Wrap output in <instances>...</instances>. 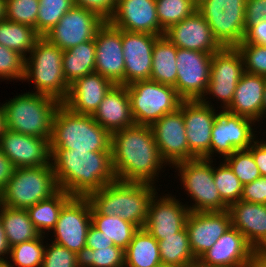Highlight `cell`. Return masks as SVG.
I'll list each match as a JSON object with an SVG mask.
<instances>
[{"label": "cell", "mask_w": 266, "mask_h": 267, "mask_svg": "<svg viewBox=\"0 0 266 267\" xmlns=\"http://www.w3.org/2000/svg\"><path fill=\"white\" fill-rule=\"evenodd\" d=\"M159 252L162 264L178 267H193L197 260L193 255L186 227L170 236L159 240Z\"/></svg>", "instance_id": "e575fe53"}, {"label": "cell", "mask_w": 266, "mask_h": 267, "mask_svg": "<svg viewBox=\"0 0 266 267\" xmlns=\"http://www.w3.org/2000/svg\"><path fill=\"white\" fill-rule=\"evenodd\" d=\"M111 156L115 177L122 182L155 184L170 167L157 148L148 125H133L112 133ZM160 175V176H159Z\"/></svg>", "instance_id": "6da1fadb"}, {"label": "cell", "mask_w": 266, "mask_h": 267, "mask_svg": "<svg viewBox=\"0 0 266 267\" xmlns=\"http://www.w3.org/2000/svg\"><path fill=\"white\" fill-rule=\"evenodd\" d=\"M72 197L68 192L59 189L49 199L42 200L26 209L34 227L41 235L49 237V232L55 227L62 207Z\"/></svg>", "instance_id": "d6a6232c"}, {"label": "cell", "mask_w": 266, "mask_h": 267, "mask_svg": "<svg viewBox=\"0 0 266 267\" xmlns=\"http://www.w3.org/2000/svg\"><path fill=\"white\" fill-rule=\"evenodd\" d=\"M91 221L92 225L104 235L113 240V244L120 247L124 251L130 244L134 234L139 228L129 221L123 220L120 216H107L100 214L91 205Z\"/></svg>", "instance_id": "d590c367"}, {"label": "cell", "mask_w": 266, "mask_h": 267, "mask_svg": "<svg viewBox=\"0 0 266 267\" xmlns=\"http://www.w3.org/2000/svg\"><path fill=\"white\" fill-rule=\"evenodd\" d=\"M237 49L244 61V71L266 77V46L241 42Z\"/></svg>", "instance_id": "bcb514c9"}, {"label": "cell", "mask_w": 266, "mask_h": 267, "mask_svg": "<svg viewBox=\"0 0 266 267\" xmlns=\"http://www.w3.org/2000/svg\"><path fill=\"white\" fill-rule=\"evenodd\" d=\"M15 170L14 165L0 149V193L5 189Z\"/></svg>", "instance_id": "11a10c76"}, {"label": "cell", "mask_w": 266, "mask_h": 267, "mask_svg": "<svg viewBox=\"0 0 266 267\" xmlns=\"http://www.w3.org/2000/svg\"><path fill=\"white\" fill-rule=\"evenodd\" d=\"M1 205H2V201H1V195H0V207H1Z\"/></svg>", "instance_id": "03108f58"}, {"label": "cell", "mask_w": 266, "mask_h": 267, "mask_svg": "<svg viewBox=\"0 0 266 267\" xmlns=\"http://www.w3.org/2000/svg\"><path fill=\"white\" fill-rule=\"evenodd\" d=\"M92 116L111 134L135 125L126 86L114 85Z\"/></svg>", "instance_id": "83f0119b"}, {"label": "cell", "mask_w": 266, "mask_h": 267, "mask_svg": "<svg viewBox=\"0 0 266 267\" xmlns=\"http://www.w3.org/2000/svg\"><path fill=\"white\" fill-rule=\"evenodd\" d=\"M10 248L11 247L7 241L4 227L0 221V259H8L10 255Z\"/></svg>", "instance_id": "6f0895ef"}, {"label": "cell", "mask_w": 266, "mask_h": 267, "mask_svg": "<svg viewBox=\"0 0 266 267\" xmlns=\"http://www.w3.org/2000/svg\"><path fill=\"white\" fill-rule=\"evenodd\" d=\"M213 177L221 200L228 207L241 199L243 184L224 160L218 167L213 163Z\"/></svg>", "instance_id": "60d3db41"}, {"label": "cell", "mask_w": 266, "mask_h": 267, "mask_svg": "<svg viewBox=\"0 0 266 267\" xmlns=\"http://www.w3.org/2000/svg\"><path fill=\"white\" fill-rule=\"evenodd\" d=\"M254 251L244 235L230 226L197 262L206 267H244Z\"/></svg>", "instance_id": "d4e9b609"}, {"label": "cell", "mask_w": 266, "mask_h": 267, "mask_svg": "<svg viewBox=\"0 0 266 267\" xmlns=\"http://www.w3.org/2000/svg\"><path fill=\"white\" fill-rule=\"evenodd\" d=\"M150 127L157 148L160 150L162 158L170 165V169L176 163L197 158L189 150L187 142L183 118V101L176 111L165 114Z\"/></svg>", "instance_id": "2e32d148"}, {"label": "cell", "mask_w": 266, "mask_h": 267, "mask_svg": "<svg viewBox=\"0 0 266 267\" xmlns=\"http://www.w3.org/2000/svg\"><path fill=\"white\" fill-rule=\"evenodd\" d=\"M95 72L114 85H125V59L122 48L121 29L105 21L97 30Z\"/></svg>", "instance_id": "e0dca14e"}, {"label": "cell", "mask_w": 266, "mask_h": 267, "mask_svg": "<svg viewBox=\"0 0 266 267\" xmlns=\"http://www.w3.org/2000/svg\"><path fill=\"white\" fill-rule=\"evenodd\" d=\"M244 72L243 57L237 47L221 48L212 55L210 80L200 101L214 107L216 104L210 100L212 95V99L220 101L217 102L221 104L220 110H226L232 103L236 86Z\"/></svg>", "instance_id": "8fae6325"}, {"label": "cell", "mask_w": 266, "mask_h": 267, "mask_svg": "<svg viewBox=\"0 0 266 267\" xmlns=\"http://www.w3.org/2000/svg\"><path fill=\"white\" fill-rule=\"evenodd\" d=\"M113 86L110 80L96 72L85 75L70 85L62 104L76 114L93 115Z\"/></svg>", "instance_id": "484cf974"}, {"label": "cell", "mask_w": 266, "mask_h": 267, "mask_svg": "<svg viewBox=\"0 0 266 267\" xmlns=\"http://www.w3.org/2000/svg\"><path fill=\"white\" fill-rule=\"evenodd\" d=\"M73 6V0H39L36 32L44 36Z\"/></svg>", "instance_id": "b9f144b4"}, {"label": "cell", "mask_w": 266, "mask_h": 267, "mask_svg": "<svg viewBox=\"0 0 266 267\" xmlns=\"http://www.w3.org/2000/svg\"><path fill=\"white\" fill-rule=\"evenodd\" d=\"M243 185L261 177L259 169L249 149L236 150L223 159Z\"/></svg>", "instance_id": "7bdbcfd3"}, {"label": "cell", "mask_w": 266, "mask_h": 267, "mask_svg": "<svg viewBox=\"0 0 266 267\" xmlns=\"http://www.w3.org/2000/svg\"><path fill=\"white\" fill-rule=\"evenodd\" d=\"M41 36L31 26L3 19L0 21V44L25 58Z\"/></svg>", "instance_id": "8d00e7d4"}, {"label": "cell", "mask_w": 266, "mask_h": 267, "mask_svg": "<svg viewBox=\"0 0 266 267\" xmlns=\"http://www.w3.org/2000/svg\"><path fill=\"white\" fill-rule=\"evenodd\" d=\"M78 267H124L125 251L116 245L93 250L83 247L76 253Z\"/></svg>", "instance_id": "74e56055"}, {"label": "cell", "mask_w": 266, "mask_h": 267, "mask_svg": "<svg viewBox=\"0 0 266 267\" xmlns=\"http://www.w3.org/2000/svg\"><path fill=\"white\" fill-rule=\"evenodd\" d=\"M264 118L266 119V84L264 87V97H263V106H262V115H261V122H263Z\"/></svg>", "instance_id": "91938a15"}, {"label": "cell", "mask_w": 266, "mask_h": 267, "mask_svg": "<svg viewBox=\"0 0 266 267\" xmlns=\"http://www.w3.org/2000/svg\"><path fill=\"white\" fill-rule=\"evenodd\" d=\"M126 89L136 125L151 126L165 114L176 111L183 101L173 86L152 80L134 82Z\"/></svg>", "instance_id": "9c48e42d"}, {"label": "cell", "mask_w": 266, "mask_h": 267, "mask_svg": "<svg viewBox=\"0 0 266 267\" xmlns=\"http://www.w3.org/2000/svg\"><path fill=\"white\" fill-rule=\"evenodd\" d=\"M266 77L244 72L236 86L229 113L249 118L260 124Z\"/></svg>", "instance_id": "f1b7e54d"}, {"label": "cell", "mask_w": 266, "mask_h": 267, "mask_svg": "<svg viewBox=\"0 0 266 267\" xmlns=\"http://www.w3.org/2000/svg\"><path fill=\"white\" fill-rule=\"evenodd\" d=\"M161 263L158 241L144 228L139 229L125 250L124 267H157Z\"/></svg>", "instance_id": "1f68e13d"}, {"label": "cell", "mask_w": 266, "mask_h": 267, "mask_svg": "<svg viewBox=\"0 0 266 267\" xmlns=\"http://www.w3.org/2000/svg\"><path fill=\"white\" fill-rule=\"evenodd\" d=\"M246 0H199L197 10L222 48L237 47L246 34Z\"/></svg>", "instance_id": "30bf717a"}, {"label": "cell", "mask_w": 266, "mask_h": 267, "mask_svg": "<svg viewBox=\"0 0 266 267\" xmlns=\"http://www.w3.org/2000/svg\"><path fill=\"white\" fill-rule=\"evenodd\" d=\"M240 200L266 205V176H261L253 182L243 185Z\"/></svg>", "instance_id": "c3c4849f"}, {"label": "cell", "mask_w": 266, "mask_h": 267, "mask_svg": "<svg viewBox=\"0 0 266 267\" xmlns=\"http://www.w3.org/2000/svg\"><path fill=\"white\" fill-rule=\"evenodd\" d=\"M211 53L178 48L175 89L183 101L201 100L210 80Z\"/></svg>", "instance_id": "5bb4252c"}, {"label": "cell", "mask_w": 266, "mask_h": 267, "mask_svg": "<svg viewBox=\"0 0 266 267\" xmlns=\"http://www.w3.org/2000/svg\"><path fill=\"white\" fill-rule=\"evenodd\" d=\"M47 238L45 235H39L37 238L19 243L10 248V266L11 267H41L44 258V251Z\"/></svg>", "instance_id": "f35d334b"}, {"label": "cell", "mask_w": 266, "mask_h": 267, "mask_svg": "<svg viewBox=\"0 0 266 267\" xmlns=\"http://www.w3.org/2000/svg\"><path fill=\"white\" fill-rule=\"evenodd\" d=\"M96 45L93 40L83 42L63 52L62 67L70 86L77 79L95 72Z\"/></svg>", "instance_id": "f546056e"}, {"label": "cell", "mask_w": 266, "mask_h": 267, "mask_svg": "<svg viewBox=\"0 0 266 267\" xmlns=\"http://www.w3.org/2000/svg\"><path fill=\"white\" fill-rule=\"evenodd\" d=\"M164 37L182 49L214 54L222 48L198 10L181 22L170 26L165 31Z\"/></svg>", "instance_id": "cb8c5ba5"}, {"label": "cell", "mask_w": 266, "mask_h": 267, "mask_svg": "<svg viewBox=\"0 0 266 267\" xmlns=\"http://www.w3.org/2000/svg\"><path fill=\"white\" fill-rule=\"evenodd\" d=\"M193 267H206V266H203V265L199 264L198 262H196V264Z\"/></svg>", "instance_id": "e7e4bbea"}, {"label": "cell", "mask_w": 266, "mask_h": 267, "mask_svg": "<svg viewBox=\"0 0 266 267\" xmlns=\"http://www.w3.org/2000/svg\"><path fill=\"white\" fill-rule=\"evenodd\" d=\"M112 245H114L113 240L108 239L104 235V232L99 231L91 224L86 237V247L97 250L99 248L110 247Z\"/></svg>", "instance_id": "db71d44e"}, {"label": "cell", "mask_w": 266, "mask_h": 267, "mask_svg": "<svg viewBox=\"0 0 266 267\" xmlns=\"http://www.w3.org/2000/svg\"><path fill=\"white\" fill-rule=\"evenodd\" d=\"M160 27L166 31L197 10L196 0H155Z\"/></svg>", "instance_id": "ab89813d"}, {"label": "cell", "mask_w": 266, "mask_h": 267, "mask_svg": "<svg viewBox=\"0 0 266 267\" xmlns=\"http://www.w3.org/2000/svg\"><path fill=\"white\" fill-rule=\"evenodd\" d=\"M150 183L114 181L92 192L88 199L102 215L120 216L123 220L144 228L148 208L160 188Z\"/></svg>", "instance_id": "3957f363"}, {"label": "cell", "mask_w": 266, "mask_h": 267, "mask_svg": "<svg viewBox=\"0 0 266 267\" xmlns=\"http://www.w3.org/2000/svg\"><path fill=\"white\" fill-rule=\"evenodd\" d=\"M111 138L92 115L76 114L62 103L54 113L50 149L107 151L111 150Z\"/></svg>", "instance_id": "277c9868"}, {"label": "cell", "mask_w": 266, "mask_h": 267, "mask_svg": "<svg viewBox=\"0 0 266 267\" xmlns=\"http://www.w3.org/2000/svg\"><path fill=\"white\" fill-rule=\"evenodd\" d=\"M242 42L266 46V20H261L250 25Z\"/></svg>", "instance_id": "816d5d0a"}, {"label": "cell", "mask_w": 266, "mask_h": 267, "mask_svg": "<svg viewBox=\"0 0 266 267\" xmlns=\"http://www.w3.org/2000/svg\"><path fill=\"white\" fill-rule=\"evenodd\" d=\"M0 221L10 247L37 238L40 233L34 227L26 209L0 207Z\"/></svg>", "instance_id": "836d02e7"}, {"label": "cell", "mask_w": 266, "mask_h": 267, "mask_svg": "<svg viewBox=\"0 0 266 267\" xmlns=\"http://www.w3.org/2000/svg\"><path fill=\"white\" fill-rule=\"evenodd\" d=\"M157 267H178V266H175V265H169V264H160L158 265Z\"/></svg>", "instance_id": "be15d7a7"}, {"label": "cell", "mask_w": 266, "mask_h": 267, "mask_svg": "<svg viewBox=\"0 0 266 267\" xmlns=\"http://www.w3.org/2000/svg\"><path fill=\"white\" fill-rule=\"evenodd\" d=\"M114 27L130 32L164 36L157 18L155 0H117L114 14L108 20Z\"/></svg>", "instance_id": "603a6c76"}, {"label": "cell", "mask_w": 266, "mask_h": 267, "mask_svg": "<svg viewBox=\"0 0 266 267\" xmlns=\"http://www.w3.org/2000/svg\"><path fill=\"white\" fill-rule=\"evenodd\" d=\"M59 190L51 165L15 168L7 186L0 193L2 205L27 209L49 199Z\"/></svg>", "instance_id": "52a82bcc"}, {"label": "cell", "mask_w": 266, "mask_h": 267, "mask_svg": "<svg viewBox=\"0 0 266 267\" xmlns=\"http://www.w3.org/2000/svg\"><path fill=\"white\" fill-rule=\"evenodd\" d=\"M255 125L249 118L220 110L212 127L210 159L216 160L213 157L219 155L223 160L236 150L248 149L258 137Z\"/></svg>", "instance_id": "7c38bea8"}, {"label": "cell", "mask_w": 266, "mask_h": 267, "mask_svg": "<svg viewBox=\"0 0 266 267\" xmlns=\"http://www.w3.org/2000/svg\"><path fill=\"white\" fill-rule=\"evenodd\" d=\"M6 117L3 103L0 105V139L6 131Z\"/></svg>", "instance_id": "680465c9"}, {"label": "cell", "mask_w": 266, "mask_h": 267, "mask_svg": "<svg viewBox=\"0 0 266 267\" xmlns=\"http://www.w3.org/2000/svg\"><path fill=\"white\" fill-rule=\"evenodd\" d=\"M230 226L231 217L228 210L189 212L185 227L196 260L208 251Z\"/></svg>", "instance_id": "44dd1931"}, {"label": "cell", "mask_w": 266, "mask_h": 267, "mask_svg": "<svg viewBox=\"0 0 266 267\" xmlns=\"http://www.w3.org/2000/svg\"><path fill=\"white\" fill-rule=\"evenodd\" d=\"M6 0H0V21L5 19Z\"/></svg>", "instance_id": "94428289"}, {"label": "cell", "mask_w": 266, "mask_h": 267, "mask_svg": "<svg viewBox=\"0 0 266 267\" xmlns=\"http://www.w3.org/2000/svg\"><path fill=\"white\" fill-rule=\"evenodd\" d=\"M92 224L91 202L88 197L73 196L63 207L55 227L51 230L56 244L77 253L86 246Z\"/></svg>", "instance_id": "4fadbf2b"}, {"label": "cell", "mask_w": 266, "mask_h": 267, "mask_svg": "<svg viewBox=\"0 0 266 267\" xmlns=\"http://www.w3.org/2000/svg\"><path fill=\"white\" fill-rule=\"evenodd\" d=\"M220 110L200 100L183 101V118L189 150L197 158L210 159L212 127Z\"/></svg>", "instance_id": "ffe728a7"}, {"label": "cell", "mask_w": 266, "mask_h": 267, "mask_svg": "<svg viewBox=\"0 0 266 267\" xmlns=\"http://www.w3.org/2000/svg\"><path fill=\"white\" fill-rule=\"evenodd\" d=\"M73 3L97 13L102 19L108 21L114 14L117 0H73Z\"/></svg>", "instance_id": "681fc988"}, {"label": "cell", "mask_w": 266, "mask_h": 267, "mask_svg": "<svg viewBox=\"0 0 266 267\" xmlns=\"http://www.w3.org/2000/svg\"><path fill=\"white\" fill-rule=\"evenodd\" d=\"M244 267H266V250H255Z\"/></svg>", "instance_id": "9f6ffc18"}, {"label": "cell", "mask_w": 266, "mask_h": 267, "mask_svg": "<svg viewBox=\"0 0 266 267\" xmlns=\"http://www.w3.org/2000/svg\"><path fill=\"white\" fill-rule=\"evenodd\" d=\"M0 149L15 168L51 165L50 140L9 129L0 139Z\"/></svg>", "instance_id": "d6986e66"}, {"label": "cell", "mask_w": 266, "mask_h": 267, "mask_svg": "<svg viewBox=\"0 0 266 267\" xmlns=\"http://www.w3.org/2000/svg\"><path fill=\"white\" fill-rule=\"evenodd\" d=\"M41 267H78L76 253L53 241L46 242Z\"/></svg>", "instance_id": "7dc6e473"}, {"label": "cell", "mask_w": 266, "mask_h": 267, "mask_svg": "<svg viewBox=\"0 0 266 267\" xmlns=\"http://www.w3.org/2000/svg\"><path fill=\"white\" fill-rule=\"evenodd\" d=\"M39 0H6L5 19L31 26L36 31Z\"/></svg>", "instance_id": "ee69618b"}, {"label": "cell", "mask_w": 266, "mask_h": 267, "mask_svg": "<svg viewBox=\"0 0 266 267\" xmlns=\"http://www.w3.org/2000/svg\"><path fill=\"white\" fill-rule=\"evenodd\" d=\"M231 226L255 250H266V205L239 200L228 207Z\"/></svg>", "instance_id": "4316f807"}, {"label": "cell", "mask_w": 266, "mask_h": 267, "mask_svg": "<svg viewBox=\"0 0 266 267\" xmlns=\"http://www.w3.org/2000/svg\"><path fill=\"white\" fill-rule=\"evenodd\" d=\"M104 22L97 13L74 5L43 37L65 51L93 40Z\"/></svg>", "instance_id": "9a60e30c"}, {"label": "cell", "mask_w": 266, "mask_h": 267, "mask_svg": "<svg viewBox=\"0 0 266 267\" xmlns=\"http://www.w3.org/2000/svg\"><path fill=\"white\" fill-rule=\"evenodd\" d=\"M261 20H266V0H246L245 28Z\"/></svg>", "instance_id": "f907efd6"}, {"label": "cell", "mask_w": 266, "mask_h": 267, "mask_svg": "<svg viewBox=\"0 0 266 267\" xmlns=\"http://www.w3.org/2000/svg\"><path fill=\"white\" fill-rule=\"evenodd\" d=\"M60 102L35 92L16 95L3 103L6 128L21 134L50 140L54 113Z\"/></svg>", "instance_id": "8992f818"}, {"label": "cell", "mask_w": 266, "mask_h": 267, "mask_svg": "<svg viewBox=\"0 0 266 267\" xmlns=\"http://www.w3.org/2000/svg\"><path fill=\"white\" fill-rule=\"evenodd\" d=\"M26 58L20 53L0 44V79L22 81Z\"/></svg>", "instance_id": "f6af8a7d"}, {"label": "cell", "mask_w": 266, "mask_h": 267, "mask_svg": "<svg viewBox=\"0 0 266 267\" xmlns=\"http://www.w3.org/2000/svg\"><path fill=\"white\" fill-rule=\"evenodd\" d=\"M259 139L256 138L248 149L252 152L261 176H266V140Z\"/></svg>", "instance_id": "f5cc1de1"}, {"label": "cell", "mask_w": 266, "mask_h": 267, "mask_svg": "<svg viewBox=\"0 0 266 267\" xmlns=\"http://www.w3.org/2000/svg\"><path fill=\"white\" fill-rule=\"evenodd\" d=\"M213 160L196 158L176 163L175 168L182 188L191 200L189 212L226 211L228 206L221 200L214 183ZM193 202V203H192Z\"/></svg>", "instance_id": "ba28073f"}, {"label": "cell", "mask_w": 266, "mask_h": 267, "mask_svg": "<svg viewBox=\"0 0 266 267\" xmlns=\"http://www.w3.org/2000/svg\"><path fill=\"white\" fill-rule=\"evenodd\" d=\"M0 267H11L8 259H0Z\"/></svg>", "instance_id": "6125c7cd"}, {"label": "cell", "mask_w": 266, "mask_h": 267, "mask_svg": "<svg viewBox=\"0 0 266 267\" xmlns=\"http://www.w3.org/2000/svg\"><path fill=\"white\" fill-rule=\"evenodd\" d=\"M169 193L162 195L157 192L149 204L144 229L157 241L181 231L189 214L187 204Z\"/></svg>", "instance_id": "ac0fdd59"}, {"label": "cell", "mask_w": 266, "mask_h": 267, "mask_svg": "<svg viewBox=\"0 0 266 267\" xmlns=\"http://www.w3.org/2000/svg\"><path fill=\"white\" fill-rule=\"evenodd\" d=\"M63 50L41 36L26 57L25 73L22 80L33 84L38 94L50 96L63 103L70 86L63 74ZM31 80V81H30Z\"/></svg>", "instance_id": "5b68a950"}, {"label": "cell", "mask_w": 266, "mask_h": 267, "mask_svg": "<svg viewBox=\"0 0 266 267\" xmlns=\"http://www.w3.org/2000/svg\"><path fill=\"white\" fill-rule=\"evenodd\" d=\"M177 50L178 48L164 36L155 41L150 80L175 87L178 72Z\"/></svg>", "instance_id": "4dcf8cb0"}, {"label": "cell", "mask_w": 266, "mask_h": 267, "mask_svg": "<svg viewBox=\"0 0 266 267\" xmlns=\"http://www.w3.org/2000/svg\"><path fill=\"white\" fill-rule=\"evenodd\" d=\"M160 36L143 32L121 30L125 59V86L137 81L150 80L152 52Z\"/></svg>", "instance_id": "7402d4cb"}, {"label": "cell", "mask_w": 266, "mask_h": 267, "mask_svg": "<svg viewBox=\"0 0 266 267\" xmlns=\"http://www.w3.org/2000/svg\"><path fill=\"white\" fill-rule=\"evenodd\" d=\"M51 166L60 190L71 196L88 197L107 184L116 181L111 150L75 151L50 149Z\"/></svg>", "instance_id": "7a4b0ae2"}]
</instances>
